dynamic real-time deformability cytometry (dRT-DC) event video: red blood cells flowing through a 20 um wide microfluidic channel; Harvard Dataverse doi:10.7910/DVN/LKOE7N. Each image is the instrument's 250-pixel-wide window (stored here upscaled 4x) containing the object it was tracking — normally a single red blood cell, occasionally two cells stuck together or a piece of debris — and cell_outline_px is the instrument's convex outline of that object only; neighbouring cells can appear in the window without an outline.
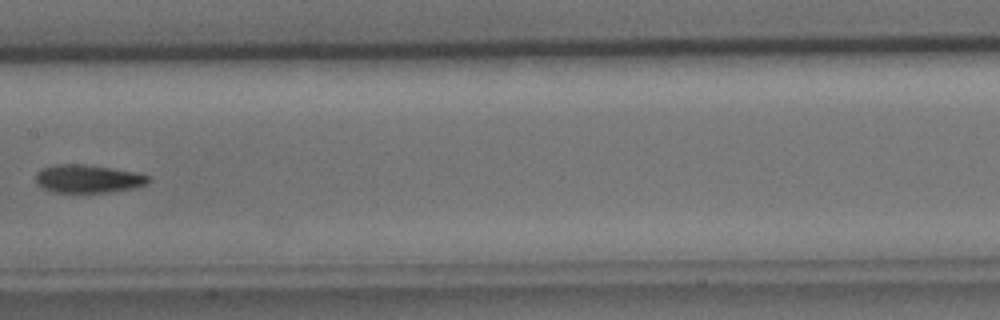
{"species": "common noctule bat (a hibernating species)", "species_latin": "Nyctalus noctula", "temperature_condition": "cold", "stored_images_in_passage": 7, "camera_frame_rate_fps": 3000, "um_per_image_px": 0.085, "animal": {"sex": "male", "body_mass_g": 15.6}, "frame": {"image": 1, "passage_image": 7, "time_ms": 7.667, "image_size_px": [1000, 320], "cell_outline_px": [[152, 180], [136, 188], [84, 196], [56, 192], [44, 188], [36, 184], [36, 176], [44, 168], [60, 164], [84, 164], [136, 172], [148, 176]], "centroid_in_image_um": [7.51, 15.25], "position_along_channel_um": 199.9, "area_um2": 18.96}}